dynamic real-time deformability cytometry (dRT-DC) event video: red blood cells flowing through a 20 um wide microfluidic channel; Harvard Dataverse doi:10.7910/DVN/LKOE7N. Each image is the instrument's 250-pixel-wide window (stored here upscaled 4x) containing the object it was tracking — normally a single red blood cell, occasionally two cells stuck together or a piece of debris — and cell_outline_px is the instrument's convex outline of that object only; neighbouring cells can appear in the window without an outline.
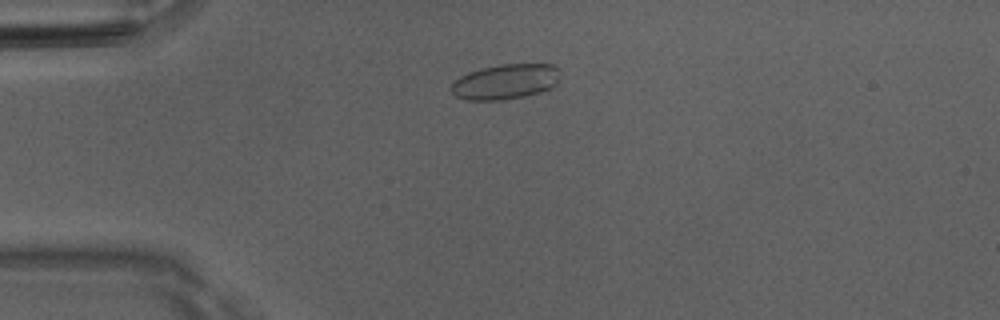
{"species": "Egyptian fruit bat (a non-hibernating species)", "species_latin": "Rousettus aegyptiacus", "temperature_condition": "room temperature", "stored_images_in_passage": 49, "camera_frame_rate_fps": 3000, "um_per_image_px": 0.085, "animal": {"sex": "male"}, "frame": {"image": 1, "passage_image": 10, "time_ms": 3.0, "image_size_px": [1000, 320], "cell_outline_px": [[560, 76], [556, 84], [552, 88], [540, 92], [500, 100], [468, 100], [456, 96], [448, 88], [460, 76], [468, 72], [500, 64], [552, 64], [560, 68]], "centroid_in_image_um": [42.98, 6.93], "position_along_channel_um": 42.0, "area_um2": 22.31}}
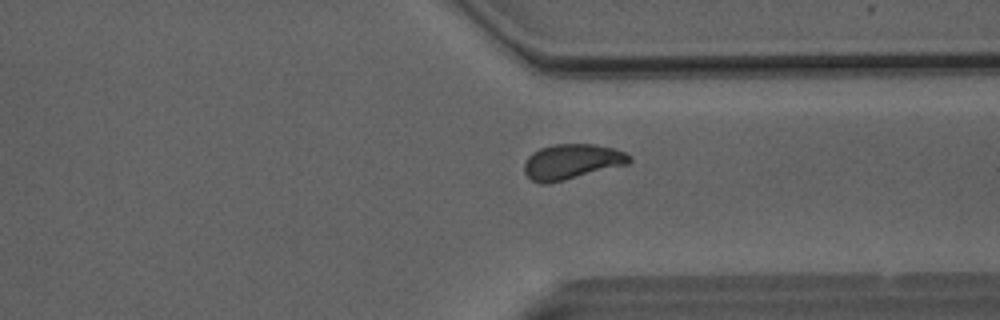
{"frame": {"image": 2, "passage_image": 36, "time_ms": 11.667, "image_size_px": [1000, 320], "cell_outline_px": [[632, 160], [628, 164], [548, 184], [540, 184], [532, 180], [524, 172], [524, 164], [528, 156], [532, 152], [540, 148], [556, 144], [592, 144], [612, 148], [624, 152], [632, 156]], "centroid_in_image_um": [48.59, 13.74], "position_along_channel_um": 362.8, "area_um2": 21.5}}
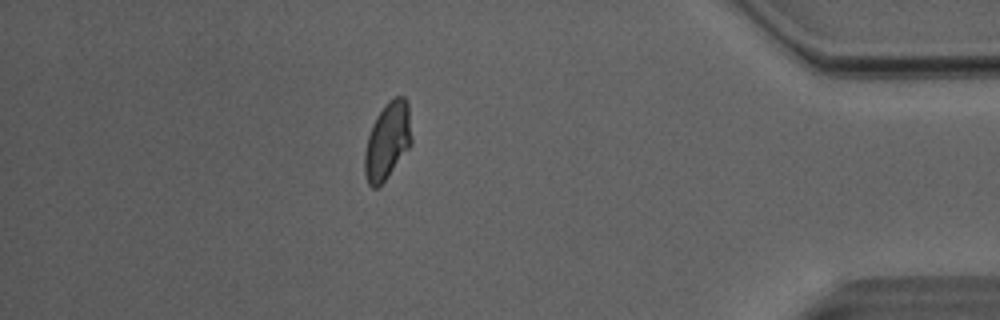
{"frame": {"image": 3, "passage_image": 42, "time_ms": 13.667, "image_size_px": [1000, 320], "cell_outline_px": [[412, 140], [408, 148], [384, 180], [376, 188], [372, 188], [368, 184], [364, 172], [364, 152], [368, 136], [372, 124], [376, 116], [388, 100], [396, 96], [404, 96], [408, 104]], "centroid_in_image_um": [32.91, 11.94], "position_along_channel_um": 402.3, "area_um2": 20.81}}